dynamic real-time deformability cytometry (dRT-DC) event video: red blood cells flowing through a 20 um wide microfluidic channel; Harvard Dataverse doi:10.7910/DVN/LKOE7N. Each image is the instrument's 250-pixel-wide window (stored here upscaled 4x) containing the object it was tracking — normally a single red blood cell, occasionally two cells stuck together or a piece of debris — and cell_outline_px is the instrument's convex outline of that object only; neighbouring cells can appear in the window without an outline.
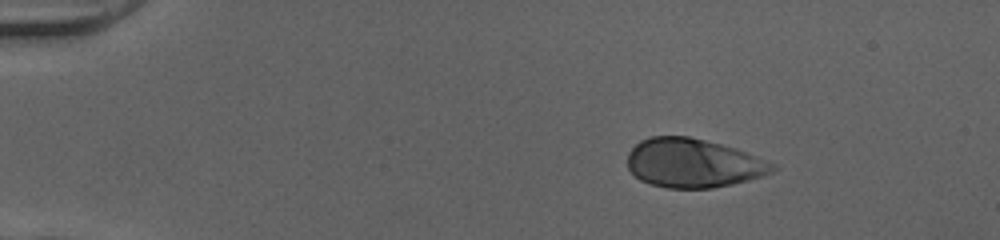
{"species": "human", "species_latin": "Homo sapiens", "temperature_condition": "cold", "stored_images_in_passage": 44, "camera_frame_rate_fps": 3000, "um_per_image_px": 0.085, "donor": {"sex": "female"}, "frame": {"image": 1, "passage_image": 1, "time_ms": 0.0, "image_size_px": [1000, 240], "cell_outline_px": [[780, 168], [772, 172], [748, 180], [732, 184], [712, 188], [668, 188], [652, 184], [640, 180], [628, 168], [628, 152], [640, 140], [652, 136], [688, 136], [736, 148], [776, 164]], "centroid_in_image_um": [58.93, 13.86], "position_along_channel_um": 26.1, "area_um2": 41.27}}
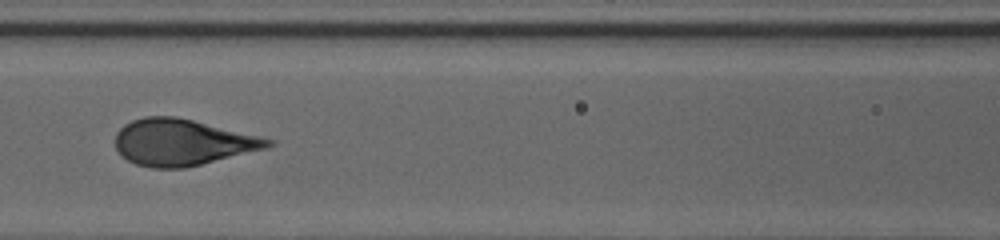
{"frame": {"image": 2, "passage_image": 17, "time_ms": 5.333, "image_size_px": [1000, 240], "cell_outline_px": [[276, 144], [268, 148], [184, 168], [152, 168], [136, 164], [128, 160], [116, 148], [116, 132], [124, 124], [132, 120], [144, 116], [176, 116], [276, 140]], "centroid_in_image_um": [15.51, 12.09], "position_along_channel_um": 151.1, "area_um2": 41.1}}
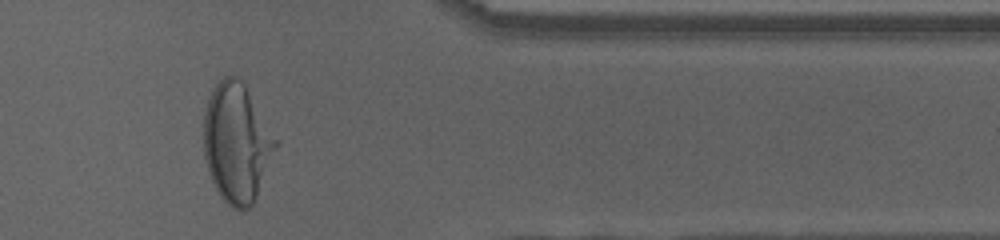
{"frame": {"image": 3, "passage_image": 36, "time_ms": 11.667, "image_size_px": [1000, 240], "cell_outline_px": [[280, 144], [256, 196], [252, 204], [244, 212], [232, 208], [220, 196], [208, 172], [204, 156], [204, 112], [208, 100], [216, 84], [224, 76], [236, 76], [244, 84]], "centroid_in_image_um": [20.13, 12.17], "position_along_channel_um": 391.3, "area_um2": 49.82}}